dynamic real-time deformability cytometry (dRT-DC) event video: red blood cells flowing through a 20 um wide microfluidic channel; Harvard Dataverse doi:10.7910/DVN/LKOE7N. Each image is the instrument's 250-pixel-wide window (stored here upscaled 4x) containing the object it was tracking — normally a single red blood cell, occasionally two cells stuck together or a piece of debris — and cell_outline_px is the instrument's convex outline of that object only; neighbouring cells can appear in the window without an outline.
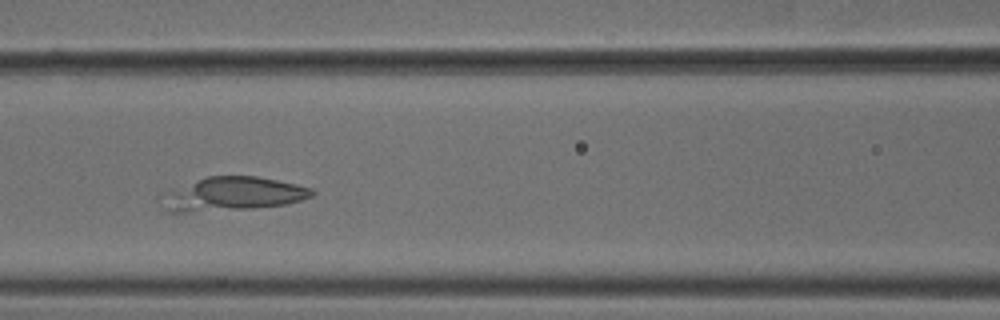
{"species": "common noctule bat (a hibernating species)", "species_latin": "Nyctalus noctula", "temperature_condition": "cold", "stored_images_in_passage": 42, "camera_frame_rate_fps": 3000, "um_per_image_px": 0.085, "animal": {"sex": "male", "body_mass_g": 18.8}, "frame": {"image": 1, "passage_image": 13, "time_ms": 4.0, "image_size_px": [1000, 320], "cell_outline_px": [[316, 192], [312, 196], [300, 200], [284, 204], [252, 208], [188, 212], [164, 212], [156, 196], [160, 192], [204, 176], [256, 176], [296, 184], [312, 188]], "centroid_in_image_um": [19.59, 16.49], "position_along_channel_um": 147.0, "area_um2": 30.17}}
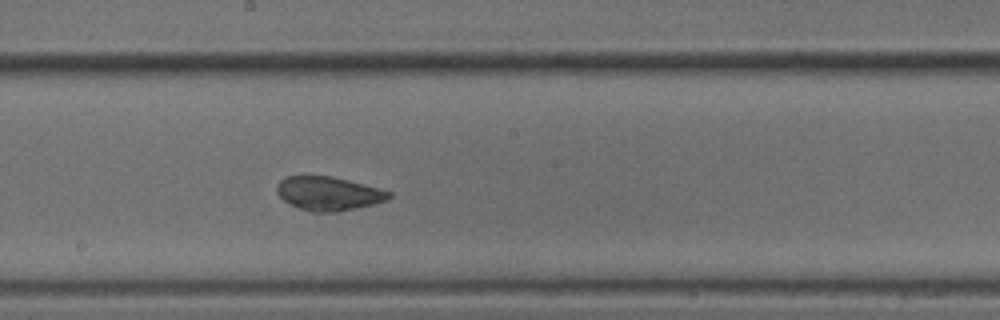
{"frame": {"image": 2, "passage_image": 19, "time_ms": 6.0, "image_size_px": [1000, 320], "cell_outline_px": [[392, 196], [384, 200], [372, 204], [356, 208], [336, 212], [312, 212], [288, 204], [276, 192], [276, 184], [280, 180], [288, 176], [332, 176], [380, 188], [392, 192]], "centroid_in_image_um": [27.9, 16.44], "position_along_channel_um": 220.3, "area_um2": 22.02}}
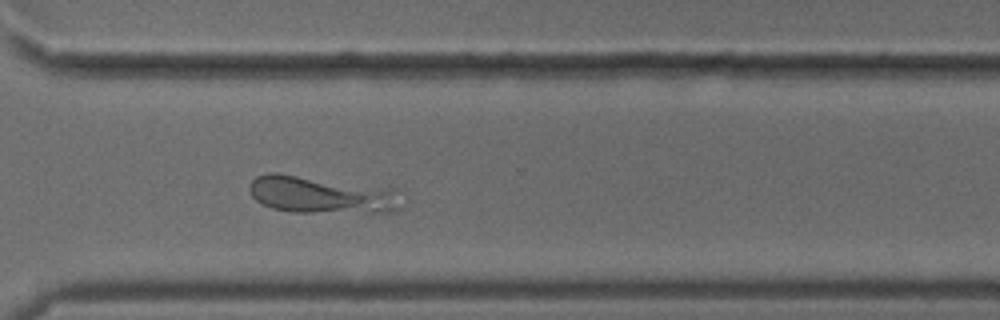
{"frame": {"image": 3, "passage_image": 29, "time_ms": 9.333, "image_size_px": [1000, 320], "cell_outline_px": [[408, 204], [404, 208], [392, 212], [292, 212], [272, 208], [260, 204], [252, 196], [248, 188], [248, 184], [256, 176], [268, 172], [276, 172], [392, 188]], "centroid_in_image_um": [27.35, 16.56], "position_along_channel_um": 343.2, "area_um2": 33.7}}